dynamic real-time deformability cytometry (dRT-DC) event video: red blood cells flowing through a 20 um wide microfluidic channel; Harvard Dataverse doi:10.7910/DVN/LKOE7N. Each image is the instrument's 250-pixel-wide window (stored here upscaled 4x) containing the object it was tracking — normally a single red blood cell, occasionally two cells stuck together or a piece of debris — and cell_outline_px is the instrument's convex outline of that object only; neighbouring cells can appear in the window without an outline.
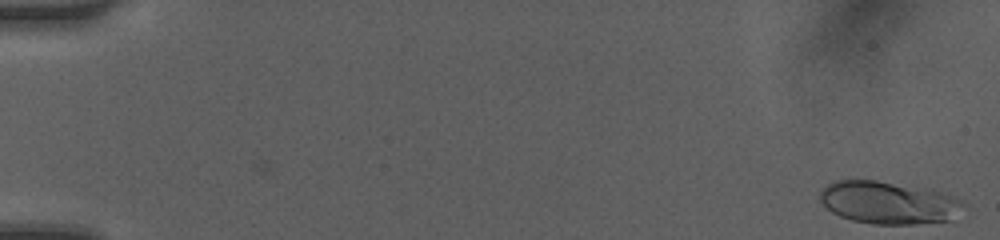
{"species": "human", "species_latin": "Homo sapiens", "temperature_condition": "room temperature", "stored_images_in_passage": 49, "camera_frame_rate_fps": 3000, "um_per_image_px": 0.085, "donor": {"sex": "female"}, "frame": {"image": 1, "passage_image": 1, "time_ms": 0.0, "image_size_px": [1000, 240], "cell_outline_px": [[968, 204], [948, 220], [916, 224], [872, 224], [852, 220], [840, 216], [832, 212], [820, 200], [820, 192], [828, 184], [836, 180], [876, 180], [932, 188], [964, 200]], "centroid_in_image_um": [75.57, 17.21], "position_along_channel_um": 9.4, "area_um2": 35.84}}
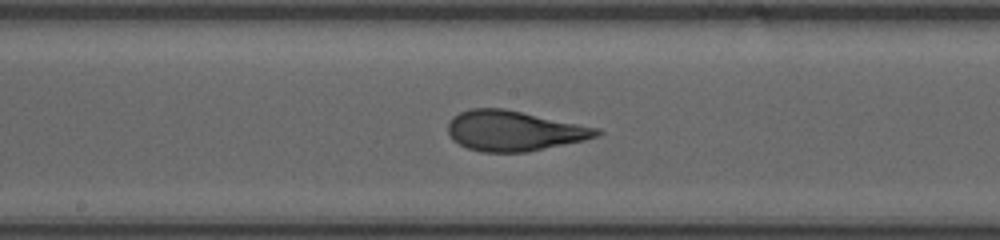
{"frame": {"image": 2, "passage_image": 27, "time_ms": 8.667, "image_size_px": [1000, 240], "cell_outline_px": [[604, 132], [600, 136], [584, 140], [528, 152], [480, 152], [468, 148], [452, 140], [448, 132], [448, 120], [452, 116], [460, 112], [472, 108], [504, 108], [600, 128]], "centroid_in_image_um": [43.7, 11.12], "position_along_channel_um": 204.5, "area_um2": 35.08}}
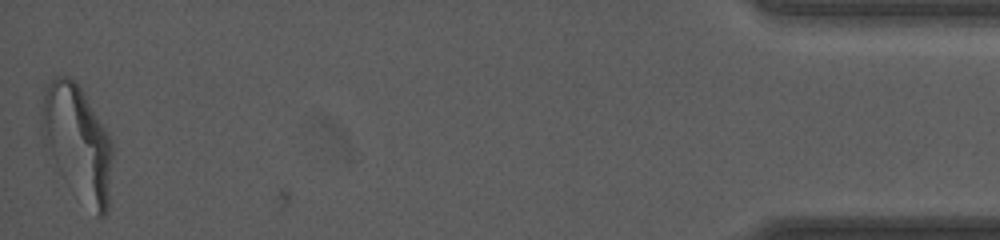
{"frame": {"image": 3, "passage_image": 49, "time_ms": 16.0, "image_size_px": [1000, 240], "cell_outline_px": [[112, 156], [108, 212], [104, 216], [96, 216], [60, 172], [44, 148], [40, 120], [44, 92], [48, 84], [56, 76], [68, 76], [80, 88], [104, 128], [112, 144]], "centroid_in_image_um": [6.57, 12.12], "position_along_channel_um": 428.6, "area_um2": 46.3}, "authors_computed_cell_mechanics": {"area_um2": 34.5644, "velocity_mm_per_s": 4.1983, "shape_relaxation_time_tau1_ms": 3.8362, "shape_relaxation_time_tau2_ms": 0.7664, "deformation_change_tau1": 0.202, "deformation_change_tau2": 0.0811}}